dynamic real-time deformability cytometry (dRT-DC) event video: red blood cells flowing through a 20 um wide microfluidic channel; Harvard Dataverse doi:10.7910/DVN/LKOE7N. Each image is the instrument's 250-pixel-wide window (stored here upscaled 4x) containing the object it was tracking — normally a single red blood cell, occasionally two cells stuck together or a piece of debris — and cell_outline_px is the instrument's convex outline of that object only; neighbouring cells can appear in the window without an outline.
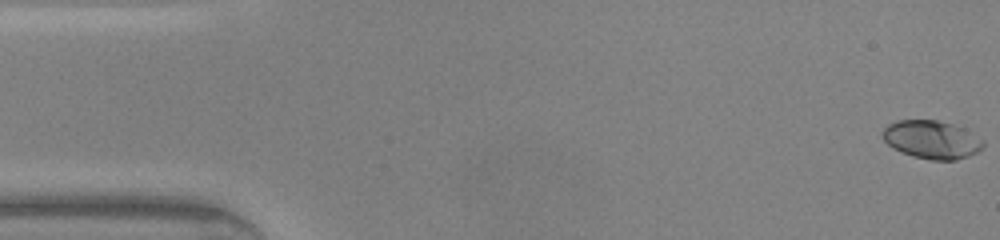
{"species": "common noctule bat (a hibernating species)", "species_latin": "Nyctalus noctula", "temperature_condition": "warm", "stored_images_in_passage": 47, "camera_frame_rate_fps": 3000, "um_per_image_px": 0.085, "animal": {"sex": "male", "body_mass_g": 20.0, "forearm_length_mm": 53.3}, "frame": {"image": 1, "passage_image": 1, "time_ms": 0.0, "image_size_px": [1000, 240], "cell_outline_px": [[984, 144], [976, 152], [968, 156], [956, 160], [932, 160], [912, 156], [892, 148], [884, 140], [880, 132], [888, 124], [896, 120], [936, 120], [952, 124], [964, 128], [984, 140]], "centroid_in_image_um": [79.16, 11.86], "position_along_channel_um": 5.8, "area_um2": 22.43}}
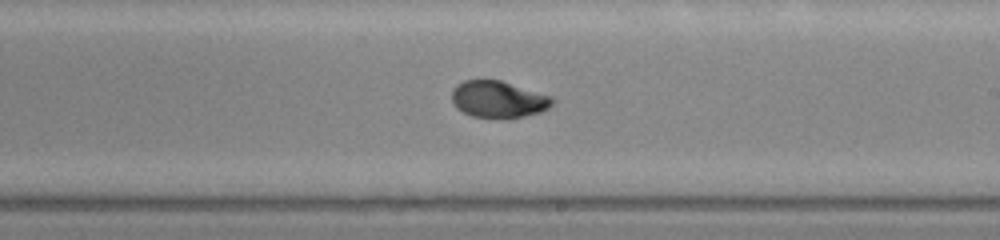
{"frame": {"image": 2, "passage_image": 27, "time_ms": 8.667, "image_size_px": [1000, 240], "cell_outline_px": [[556, 100], [548, 108], [540, 112], [504, 120], [472, 116], [456, 108], [452, 104], [452, 88], [456, 84], [464, 80], [500, 80], [552, 96]], "centroid_in_image_um": [42.34, 8.46], "position_along_channel_um": 246.7, "area_um2": 21.91}}
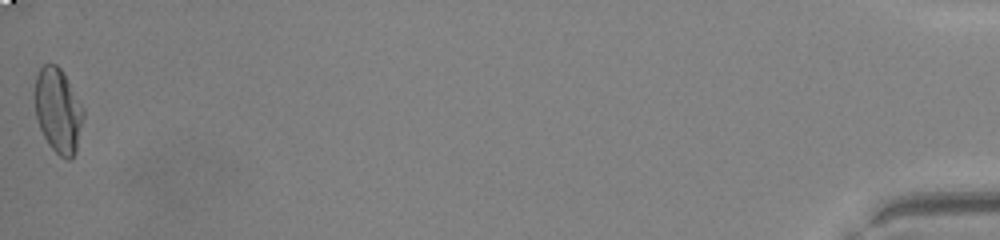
{"frame": {"image": 3, "passage_image": 47, "time_ms": 15.333, "image_size_px": [1000, 240], "cell_outline_px": [[84, 116], [76, 152], [68, 160], [60, 156], [48, 144], [40, 128], [36, 116], [32, 92], [36, 76], [40, 68], [44, 64], [56, 64], [60, 68], [84, 108]], "centroid_in_image_um": [4.91, 9.38], "position_along_channel_um": 430.3, "area_um2": 24.16}, "authors_computed_cell_mechanics": {"area_um2": 22.0796, "velocity_mm_per_s": 4.3206, "shape_relaxation_time_tau1_ms": 6.545, "shape_relaxation_time_tau2_ms": 0.8233, "deformation_change_tau1": 0.2719, "deformation_change_tau2": 0.0492}}